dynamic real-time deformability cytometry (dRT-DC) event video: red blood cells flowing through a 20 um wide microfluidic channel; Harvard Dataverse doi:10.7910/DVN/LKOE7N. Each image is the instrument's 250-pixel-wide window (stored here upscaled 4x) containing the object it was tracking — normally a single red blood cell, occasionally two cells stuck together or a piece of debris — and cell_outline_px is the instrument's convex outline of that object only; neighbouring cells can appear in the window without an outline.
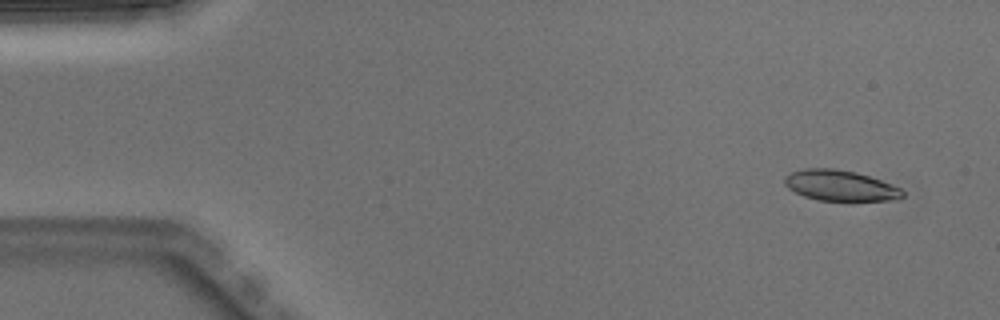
{"species": "Egyptian fruit bat (a non-hibernating species)", "species_latin": "Rousettus aegyptiacus", "temperature_condition": "warm", "stored_images_in_passage": 4, "camera_frame_rate_fps": 3000, "um_per_image_px": 0.085, "animal": {"sex": "male"}, "frame": {"image": 1, "passage_image": 1, "time_ms": 0.0, "image_size_px": [1000, 320], "cell_outline_px": [[904, 196], [900, 200], [852, 204], [848, 204], [816, 200], [804, 196], [788, 188], [784, 184], [784, 176], [792, 172], [804, 168], [832, 168], [856, 172], [880, 180], [900, 188], [904, 192]], "centroid_in_image_um": [71.48, 15.85], "position_along_channel_um": 13.5, "area_um2": 22.25}}
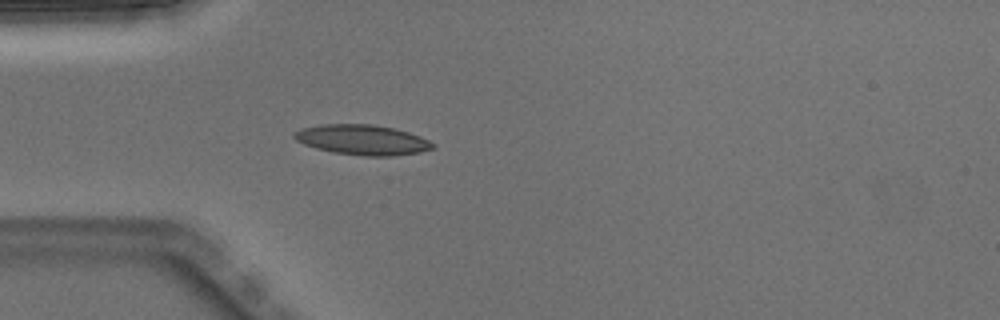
{"frame": {"image": 2, "passage_image": 4, "time_ms": 1.0, "image_size_px": [1000, 320], "cell_outline_px": [[436, 148], [420, 152], [392, 156], [364, 156], [332, 152], [316, 148], [304, 144], [296, 140], [292, 136], [292, 132], [300, 128], [324, 124], [372, 124], [392, 128], [408, 132], [420, 136], [436, 144]], "centroid_in_image_um": [30.79, 11.89], "position_along_channel_um": 54.2, "area_um2": 24.45}}